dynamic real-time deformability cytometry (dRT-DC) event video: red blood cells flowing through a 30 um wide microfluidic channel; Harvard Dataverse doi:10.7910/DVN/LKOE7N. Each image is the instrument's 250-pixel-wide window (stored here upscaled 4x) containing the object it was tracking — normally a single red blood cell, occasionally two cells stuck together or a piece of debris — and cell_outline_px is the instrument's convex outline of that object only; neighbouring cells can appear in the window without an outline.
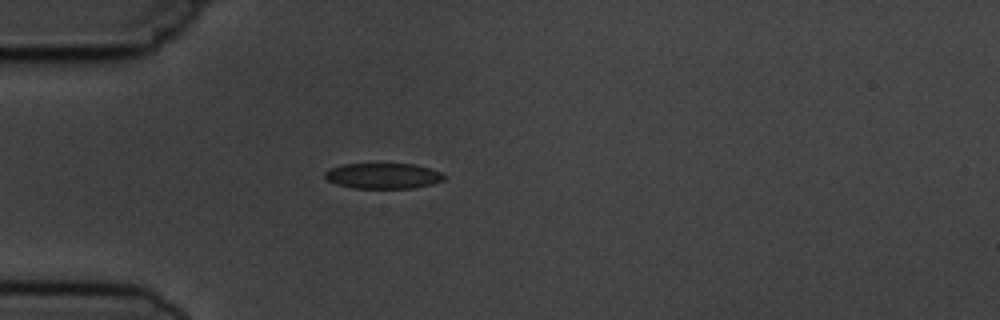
{"species": "common noctule bat (a hibernating species)", "species_latin": "Nyctalus noctula", "temperature_condition": "cold", "stored_images_in_passage": 2, "camera_frame_rate_fps": 3000, "um_per_image_px": 0.085, "animal": {"sex": "male", "body_mass_g": 19.5, "forearm_length_mm": 54.6}, "frame": {"image": 1, "passage_image": 1, "time_ms": 0.0, "image_size_px": [1000, 320], "cell_outline_px": [[448, 176], [444, 180], [432, 184], [416, 188], [352, 188], [336, 184], [328, 180], [324, 176], [324, 172], [332, 168], [344, 164], [416, 164], [440, 172]], "centroid_in_image_um": [32.6, 14.95], "position_along_channel_um": 52.4, "area_um2": 17.8}}